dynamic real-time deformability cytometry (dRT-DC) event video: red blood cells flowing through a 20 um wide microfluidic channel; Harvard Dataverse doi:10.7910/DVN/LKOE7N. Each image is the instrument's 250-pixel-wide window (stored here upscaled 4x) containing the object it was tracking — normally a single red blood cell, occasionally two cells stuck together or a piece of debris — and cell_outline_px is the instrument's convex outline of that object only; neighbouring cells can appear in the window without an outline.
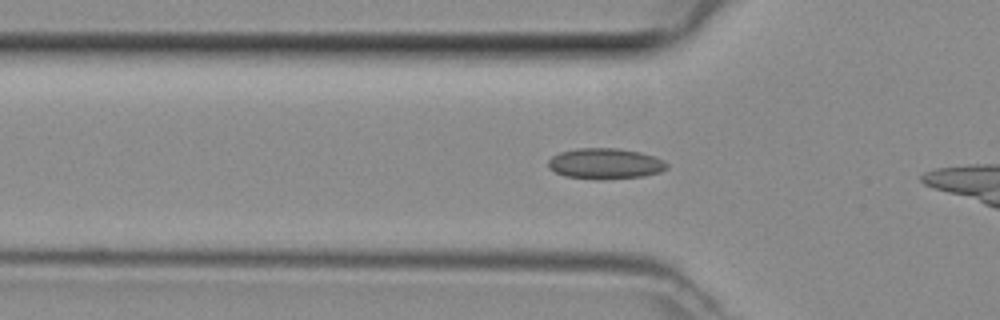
{"species": "common noctule bat (a hibernating species)", "species_latin": "Nyctalus noctula", "temperature_condition": "room temperature", "stored_images_in_passage": 15, "camera_frame_rate_fps": 3000, "um_per_image_px": 0.085, "animal": {"sex": "female", "body_mass_g": 29.2, "forearm_length_mm": 56.3}, "frame": {"image": 1, "passage_image": 7, "time_ms": 2.0, "image_size_px": [1000, 320], "cell_outline_px": [[668, 168], [660, 172], [644, 176], [604, 180], [600, 180], [564, 176], [548, 168], [548, 160], [552, 156], [560, 152], [576, 148], [616, 148], [640, 152], [664, 160], [668, 164]], "centroid_in_image_um": [51.44, 13.92], "position_along_channel_um": 74.4, "area_um2": 21.44}}
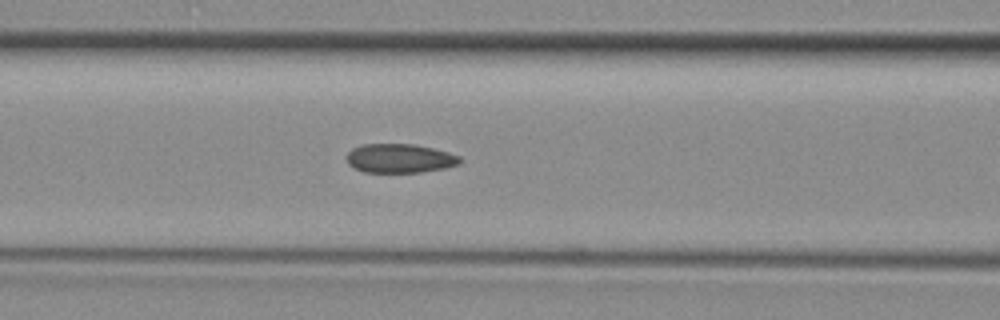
{"frame": {"image": 2, "passage_image": 11, "time_ms": 3.333, "image_size_px": [1000, 320], "cell_outline_px": [[460, 164], [444, 168], [420, 172], [364, 172], [348, 164], [348, 152], [352, 148], [360, 144], [416, 144], [448, 152], [460, 156]], "centroid_in_image_um": [33.98, 13.45], "position_along_channel_um": 132.6, "area_um2": 19.07}}